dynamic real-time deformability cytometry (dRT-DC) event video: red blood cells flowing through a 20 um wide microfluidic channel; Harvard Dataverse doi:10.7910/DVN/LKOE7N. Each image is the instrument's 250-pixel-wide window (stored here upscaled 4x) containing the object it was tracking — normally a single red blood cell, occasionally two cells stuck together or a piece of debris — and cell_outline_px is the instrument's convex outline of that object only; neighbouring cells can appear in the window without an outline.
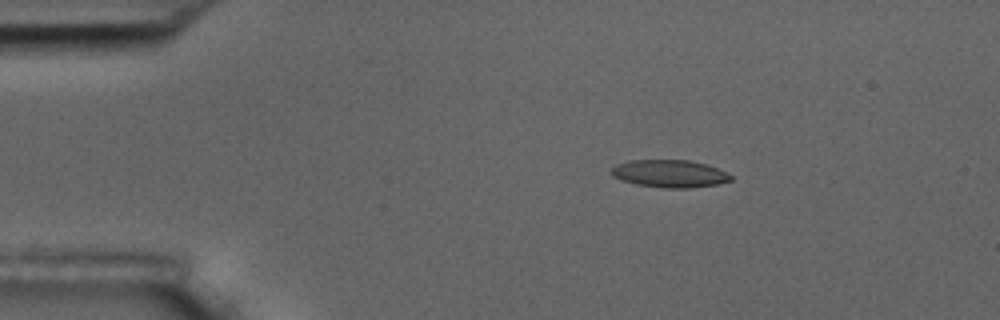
{"species": "common noctule bat (a hibernating species)", "species_latin": "Nyctalus noctula", "temperature_condition": "room temperature", "stored_images_in_passage": 4, "camera_frame_rate_fps": 3000, "um_per_image_px": 0.085, "animal": {"sex": "male", "body_mass_g": 17.5, "forearm_length_mm": 52.3}, "frame": {"image": 1, "passage_image": 3, "time_ms": 2.333, "image_size_px": [1000, 320], "cell_outline_px": [[732, 180], [716, 184], [688, 188], [664, 188], [636, 184], [620, 180], [612, 176], [612, 168], [616, 164], [628, 160], [688, 160], [704, 164], [716, 168], [732, 176]], "centroid_in_image_um": [56.87, 14.76], "position_along_channel_um": 28.1, "area_um2": 19.02}}